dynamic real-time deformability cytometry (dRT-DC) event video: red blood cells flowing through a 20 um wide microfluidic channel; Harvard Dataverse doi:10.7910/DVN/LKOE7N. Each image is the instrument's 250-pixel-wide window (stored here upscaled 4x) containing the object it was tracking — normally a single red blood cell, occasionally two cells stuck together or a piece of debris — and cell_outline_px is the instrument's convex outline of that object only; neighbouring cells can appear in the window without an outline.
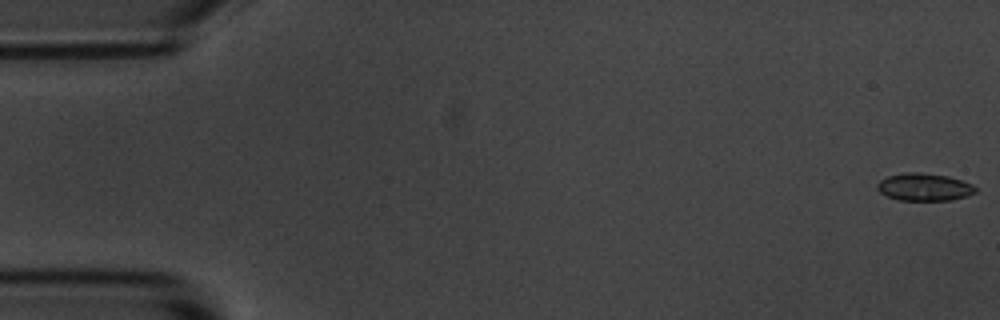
{"species": "common noctule bat (a hibernating species)", "species_latin": "Nyctalus noctula", "temperature_condition": "room temperature", "stored_images_in_passage": 48, "camera_frame_rate_fps": 3000, "um_per_image_px": 0.085, "animal": {"sex": "male", "body_mass_g": 20.1, "forearm_length_mm": 53.5}, "frame": {"image": 1, "passage_image": 1, "time_ms": 0.0, "image_size_px": [1000, 320], "cell_outline_px": [[976, 192], [968, 196], [952, 200], [900, 200], [888, 196], [880, 192], [876, 188], [876, 184], [880, 180], [888, 176], [904, 172], [920, 172], [948, 176], [972, 184], [976, 188]], "centroid_in_image_um": [78.56, 15.89], "position_along_channel_um": 6.4, "area_um2": 15.78}}
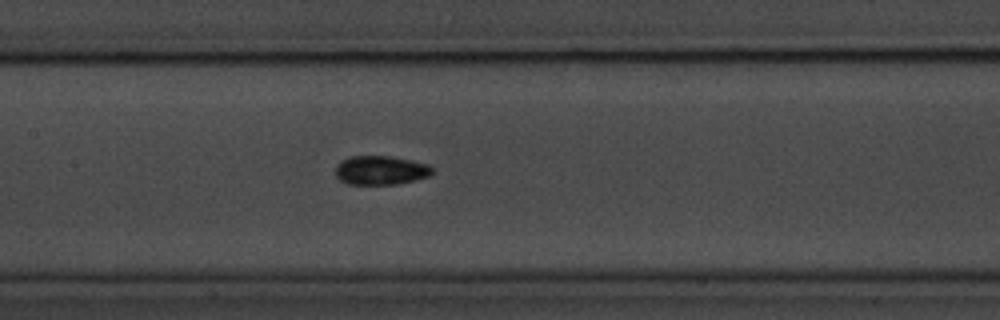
{"frame": {"image": 2, "passage_image": 26, "time_ms": 8.333, "image_size_px": [1000, 320], "cell_outline_px": [[436, 172], [428, 176], [396, 184], [348, 184], [340, 180], [336, 176], [336, 164], [340, 160], [352, 156], [388, 156], [412, 160], [428, 164]], "centroid_in_image_um": [32.35, 14.46], "position_along_channel_um": 175.1, "area_um2": 16.36}}
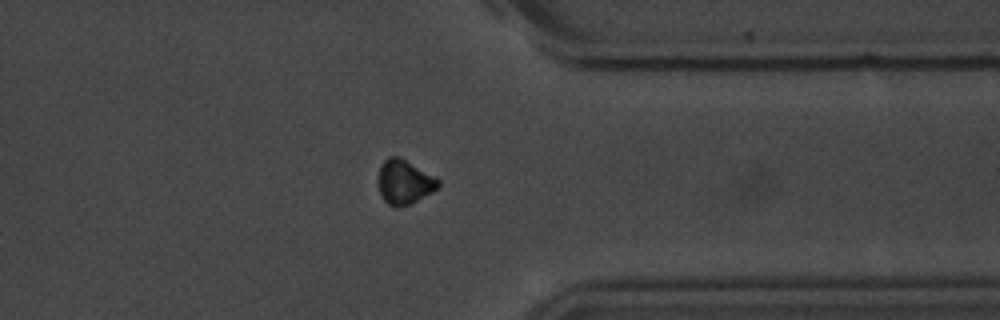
{"frame": {"image": 3, "passage_image": 43, "time_ms": 14.0, "image_size_px": [1000, 320], "cell_outline_px": [[440, 184], [432, 192], [408, 204], [396, 208], [388, 204], [384, 200], [380, 192], [380, 164], [388, 156], [400, 156], [436, 176], [440, 180]], "centroid_in_image_um": [34.39, 15.43], "position_along_channel_um": 377.0, "area_um2": 15.37}, "authors_computed_cell_mechanics": {"area_um2": 15.9817, "velocity_mm_per_s": 3.6818, "shape_relaxation_time_tau1_ms": null, "shape_relaxation_time_tau2_ms": 4.4576, "deformation_change_tau1": null, "deformation_change_tau2": 0.0774}}